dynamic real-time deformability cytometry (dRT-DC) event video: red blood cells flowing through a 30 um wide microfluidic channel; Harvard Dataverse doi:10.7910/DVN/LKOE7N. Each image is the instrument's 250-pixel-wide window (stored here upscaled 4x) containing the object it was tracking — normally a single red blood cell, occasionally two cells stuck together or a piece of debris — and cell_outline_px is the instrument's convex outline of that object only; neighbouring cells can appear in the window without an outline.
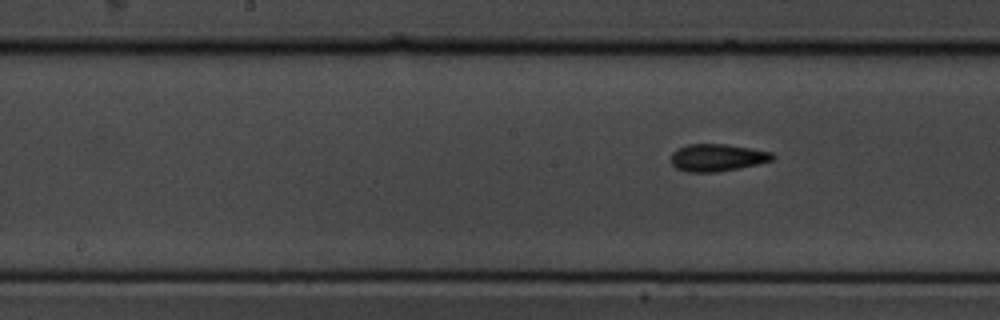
{"species": "common noctule bat (a hibernating species)", "species_latin": "Nyctalus noctula", "temperature_condition": "cold", "stored_images_in_passage": 7, "segment_of_instrument_passage": [2, 2], "camera_frame_rate_fps": 3000, "um_per_image_px": 0.085, "animal": {"sex": "male", "body_mass_g": 19.5, "forearm_length_mm": 54.6}, "frame": {"image": 1, "passage_image": 7, "time_ms": 6.667, "image_size_px": [1000, 320], "cell_outline_px": [[776, 156], [772, 160], [756, 164], [716, 172], [688, 172], [676, 168], [672, 164], [672, 152], [676, 148], [688, 144], [728, 144], [752, 148], [772, 152]], "centroid_in_image_um": [60.95, 13.38], "position_along_channel_um": 187.2, "area_um2": 16.13}}